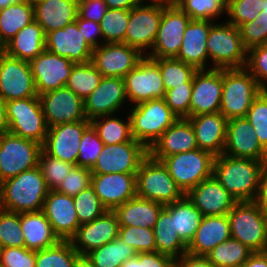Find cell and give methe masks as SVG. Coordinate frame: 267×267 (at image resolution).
Segmentation results:
<instances>
[{"label":"cell","mask_w":267,"mask_h":267,"mask_svg":"<svg viewBox=\"0 0 267 267\" xmlns=\"http://www.w3.org/2000/svg\"><path fill=\"white\" fill-rule=\"evenodd\" d=\"M264 162L221 154L215 156L213 176L237 202L254 201Z\"/></svg>","instance_id":"6da1fadb"},{"label":"cell","mask_w":267,"mask_h":267,"mask_svg":"<svg viewBox=\"0 0 267 267\" xmlns=\"http://www.w3.org/2000/svg\"><path fill=\"white\" fill-rule=\"evenodd\" d=\"M48 191L40 167L31 168L0 183V208L16 213L40 211Z\"/></svg>","instance_id":"7a4b0ae2"},{"label":"cell","mask_w":267,"mask_h":267,"mask_svg":"<svg viewBox=\"0 0 267 267\" xmlns=\"http://www.w3.org/2000/svg\"><path fill=\"white\" fill-rule=\"evenodd\" d=\"M263 89L245 68L223 69L220 113L227 119L245 118L252 101Z\"/></svg>","instance_id":"3957f363"},{"label":"cell","mask_w":267,"mask_h":267,"mask_svg":"<svg viewBox=\"0 0 267 267\" xmlns=\"http://www.w3.org/2000/svg\"><path fill=\"white\" fill-rule=\"evenodd\" d=\"M129 118L132 138L147 149L178 119L164 98L136 104Z\"/></svg>","instance_id":"277c9868"},{"label":"cell","mask_w":267,"mask_h":267,"mask_svg":"<svg viewBox=\"0 0 267 267\" xmlns=\"http://www.w3.org/2000/svg\"><path fill=\"white\" fill-rule=\"evenodd\" d=\"M228 218L232 238L254 252L267 251V217L254 201L237 202Z\"/></svg>","instance_id":"5b68a950"},{"label":"cell","mask_w":267,"mask_h":267,"mask_svg":"<svg viewBox=\"0 0 267 267\" xmlns=\"http://www.w3.org/2000/svg\"><path fill=\"white\" fill-rule=\"evenodd\" d=\"M136 189L137 197L162 205L171 204L185 195L163 163L149 155L141 162L137 171Z\"/></svg>","instance_id":"8992f818"},{"label":"cell","mask_w":267,"mask_h":267,"mask_svg":"<svg viewBox=\"0 0 267 267\" xmlns=\"http://www.w3.org/2000/svg\"><path fill=\"white\" fill-rule=\"evenodd\" d=\"M214 159L212 153L195 149L165 157L161 162L186 195L199 183L213 176Z\"/></svg>","instance_id":"52a82bcc"},{"label":"cell","mask_w":267,"mask_h":267,"mask_svg":"<svg viewBox=\"0 0 267 267\" xmlns=\"http://www.w3.org/2000/svg\"><path fill=\"white\" fill-rule=\"evenodd\" d=\"M208 57L215 69L243 68L247 50L243 46L239 28L231 23H213L207 38Z\"/></svg>","instance_id":"ba28073f"},{"label":"cell","mask_w":267,"mask_h":267,"mask_svg":"<svg viewBox=\"0 0 267 267\" xmlns=\"http://www.w3.org/2000/svg\"><path fill=\"white\" fill-rule=\"evenodd\" d=\"M6 113L8 132L43 145L49 127L39 97L7 101Z\"/></svg>","instance_id":"9c48e42d"},{"label":"cell","mask_w":267,"mask_h":267,"mask_svg":"<svg viewBox=\"0 0 267 267\" xmlns=\"http://www.w3.org/2000/svg\"><path fill=\"white\" fill-rule=\"evenodd\" d=\"M42 145L10 132L0 134V183L35 168L39 163Z\"/></svg>","instance_id":"30bf717a"},{"label":"cell","mask_w":267,"mask_h":267,"mask_svg":"<svg viewBox=\"0 0 267 267\" xmlns=\"http://www.w3.org/2000/svg\"><path fill=\"white\" fill-rule=\"evenodd\" d=\"M167 2H151L130 10L129 23L123 43L138 49L143 55L145 49L153 48L158 33L162 12Z\"/></svg>","instance_id":"8fae6325"},{"label":"cell","mask_w":267,"mask_h":267,"mask_svg":"<svg viewBox=\"0 0 267 267\" xmlns=\"http://www.w3.org/2000/svg\"><path fill=\"white\" fill-rule=\"evenodd\" d=\"M191 18L175 3H168L162 12L158 33L146 57L150 59L176 58L183 42V35Z\"/></svg>","instance_id":"7c38bea8"},{"label":"cell","mask_w":267,"mask_h":267,"mask_svg":"<svg viewBox=\"0 0 267 267\" xmlns=\"http://www.w3.org/2000/svg\"><path fill=\"white\" fill-rule=\"evenodd\" d=\"M148 149L133 138L129 142L105 145L90 169L92 174L137 173Z\"/></svg>","instance_id":"4fadbf2b"},{"label":"cell","mask_w":267,"mask_h":267,"mask_svg":"<svg viewBox=\"0 0 267 267\" xmlns=\"http://www.w3.org/2000/svg\"><path fill=\"white\" fill-rule=\"evenodd\" d=\"M123 79L126 97L134 105L165 96L160 68L146 56Z\"/></svg>","instance_id":"5bb4252c"},{"label":"cell","mask_w":267,"mask_h":267,"mask_svg":"<svg viewBox=\"0 0 267 267\" xmlns=\"http://www.w3.org/2000/svg\"><path fill=\"white\" fill-rule=\"evenodd\" d=\"M0 96L6 102L38 97L30 62L0 55Z\"/></svg>","instance_id":"9a60e30c"},{"label":"cell","mask_w":267,"mask_h":267,"mask_svg":"<svg viewBox=\"0 0 267 267\" xmlns=\"http://www.w3.org/2000/svg\"><path fill=\"white\" fill-rule=\"evenodd\" d=\"M144 57L125 43H101L93 49L91 62L102 77L124 78Z\"/></svg>","instance_id":"2e32d148"},{"label":"cell","mask_w":267,"mask_h":267,"mask_svg":"<svg viewBox=\"0 0 267 267\" xmlns=\"http://www.w3.org/2000/svg\"><path fill=\"white\" fill-rule=\"evenodd\" d=\"M48 127L87 119L84 100L66 86L38 95Z\"/></svg>","instance_id":"e0dca14e"},{"label":"cell","mask_w":267,"mask_h":267,"mask_svg":"<svg viewBox=\"0 0 267 267\" xmlns=\"http://www.w3.org/2000/svg\"><path fill=\"white\" fill-rule=\"evenodd\" d=\"M223 69H200L193 76L190 117L220 111Z\"/></svg>","instance_id":"ac0fdd59"},{"label":"cell","mask_w":267,"mask_h":267,"mask_svg":"<svg viewBox=\"0 0 267 267\" xmlns=\"http://www.w3.org/2000/svg\"><path fill=\"white\" fill-rule=\"evenodd\" d=\"M89 126L90 120L86 119L49 127L42 150L47 155L76 166L81 137Z\"/></svg>","instance_id":"d6986e66"},{"label":"cell","mask_w":267,"mask_h":267,"mask_svg":"<svg viewBox=\"0 0 267 267\" xmlns=\"http://www.w3.org/2000/svg\"><path fill=\"white\" fill-rule=\"evenodd\" d=\"M119 222L113 210H107L90 223L78 227L69 240L78 254L87 255L119 236Z\"/></svg>","instance_id":"ffe728a7"},{"label":"cell","mask_w":267,"mask_h":267,"mask_svg":"<svg viewBox=\"0 0 267 267\" xmlns=\"http://www.w3.org/2000/svg\"><path fill=\"white\" fill-rule=\"evenodd\" d=\"M75 63L44 50L30 61L37 94L64 87Z\"/></svg>","instance_id":"44dd1931"},{"label":"cell","mask_w":267,"mask_h":267,"mask_svg":"<svg viewBox=\"0 0 267 267\" xmlns=\"http://www.w3.org/2000/svg\"><path fill=\"white\" fill-rule=\"evenodd\" d=\"M223 154L267 162V151L261 146L254 128L246 118L227 121Z\"/></svg>","instance_id":"7402d4cb"},{"label":"cell","mask_w":267,"mask_h":267,"mask_svg":"<svg viewBox=\"0 0 267 267\" xmlns=\"http://www.w3.org/2000/svg\"><path fill=\"white\" fill-rule=\"evenodd\" d=\"M137 173L92 174L91 187L107 210L137 196Z\"/></svg>","instance_id":"603a6c76"},{"label":"cell","mask_w":267,"mask_h":267,"mask_svg":"<svg viewBox=\"0 0 267 267\" xmlns=\"http://www.w3.org/2000/svg\"><path fill=\"white\" fill-rule=\"evenodd\" d=\"M45 49L75 64L91 61L93 53V48L86 42L76 22L47 33Z\"/></svg>","instance_id":"cb8c5ba5"},{"label":"cell","mask_w":267,"mask_h":267,"mask_svg":"<svg viewBox=\"0 0 267 267\" xmlns=\"http://www.w3.org/2000/svg\"><path fill=\"white\" fill-rule=\"evenodd\" d=\"M42 211L60 241H69L80 226L73 197L56 190L48 191Z\"/></svg>","instance_id":"d4e9b609"},{"label":"cell","mask_w":267,"mask_h":267,"mask_svg":"<svg viewBox=\"0 0 267 267\" xmlns=\"http://www.w3.org/2000/svg\"><path fill=\"white\" fill-rule=\"evenodd\" d=\"M125 83L123 78L102 77L97 88L84 99V111L88 120L114 115L125 103Z\"/></svg>","instance_id":"484cf974"},{"label":"cell","mask_w":267,"mask_h":267,"mask_svg":"<svg viewBox=\"0 0 267 267\" xmlns=\"http://www.w3.org/2000/svg\"><path fill=\"white\" fill-rule=\"evenodd\" d=\"M198 149L194 129L187 118H178L148 149V155L163 158Z\"/></svg>","instance_id":"4316f807"},{"label":"cell","mask_w":267,"mask_h":267,"mask_svg":"<svg viewBox=\"0 0 267 267\" xmlns=\"http://www.w3.org/2000/svg\"><path fill=\"white\" fill-rule=\"evenodd\" d=\"M186 196L203 216L228 214L237 203L214 176L199 183Z\"/></svg>","instance_id":"83f0119b"},{"label":"cell","mask_w":267,"mask_h":267,"mask_svg":"<svg viewBox=\"0 0 267 267\" xmlns=\"http://www.w3.org/2000/svg\"><path fill=\"white\" fill-rule=\"evenodd\" d=\"M195 132L198 149L214 156L224 152L227 119L220 113L200 114L187 118Z\"/></svg>","instance_id":"f1b7e54d"},{"label":"cell","mask_w":267,"mask_h":267,"mask_svg":"<svg viewBox=\"0 0 267 267\" xmlns=\"http://www.w3.org/2000/svg\"><path fill=\"white\" fill-rule=\"evenodd\" d=\"M213 23L209 20H191L185 29L176 59L194 66L197 70L206 69V61L209 59L207 38Z\"/></svg>","instance_id":"f546056e"},{"label":"cell","mask_w":267,"mask_h":267,"mask_svg":"<svg viewBox=\"0 0 267 267\" xmlns=\"http://www.w3.org/2000/svg\"><path fill=\"white\" fill-rule=\"evenodd\" d=\"M231 237L228 214L203 216L195 236L187 246L192 255L205 256L218 244Z\"/></svg>","instance_id":"4dcf8cb0"},{"label":"cell","mask_w":267,"mask_h":267,"mask_svg":"<svg viewBox=\"0 0 267 267\" xmlns=\"http://www.w3.org/2000/svg\"><path fill=\"white\" fill-rule=\"evenodd\" d=\"M78 0H43L34 4V20L45 35L75 22Z\"/></svg>","instance_id":"1f68e13d"},{"label":"cell","mask_w":267,"mask_h":267,"mask_svg":"<svg viewBox=\"0 0 267 267\" xmlns=\"http://www.w3.org/2000/svg\"><path fill=\"white\" fill-rule=\"evenodd\" d=\"M163 207L161 203L136 196L117 206L113 211L120 226L153 228Z\"/></svg>","instance_id":"d6a6232c"},{"label":"cell","mask_w":267,"mask_h":267,"mask_svg":"<svg viewBox=\"0 0 267 267\" xmlns=\"http://www.w3.org/2000/svg\"><path fill=\"white\" fill-rule=\"evenodd\" d=\"M21 227L27 249L37 251L60 241L42 210L21 213Z\"/></svg>","instance_id":"836d02e7"},{"label":"cell","mask_w":267,"mask_h":267,"mask_svg":"<svg viewBox=\"0 0 267 267\" xmlns=\"http://www.w3.org/2000/svg\"><path fill=\"white\" fill-rule=\"evenodd\" d=\"M45 39L42 27L34 20L6 43L5 54L30 62L45 50Z\"/></svg>","instance_id":"e575fe53"},{"label":"cell","mask_w":267,"mask_h":267,"mask_svg":"<svg viewBox=\"0 0 267 267\" xmlns=\"http://www.w3.org/2000/svg\"><path fill=\"white\" fill-rule=\"evenodd\" d=\"M156 251L171 256L174 260L187 252V245L174 230V216L163 207L153 227Z\"/></svg>","instance_id":"d590c367"},{"label":"cell","mask_w":267,"mask_h":267,"mask_svg":"<svg viewBox=\"0 0 267 267\" xmlns=\"http://www.w3.org/2000/svg\"><path fill=\"white\" fill-rule=\"evenodd\" d=\"M164 207L171 216H174V230L188 246L200 226L203 214L186 195L171 204L164 205Z\"/></svg>","instance_id":"8d00e7d4"},{"label":"cell","mask_w":267,"mask_h":267,"mask_svg":"<svg viewBox=\"0 0 267 267\" xmlns=\"http://www.w3.org/2000/svg\"><path fill=\"white\" fill-rule=\"evenodd\" d=\"M34 21V5L28 0L0 10V36L8 43L20 30Z\"/></svg>","instance_id":"74e56055"},{"label":"cell","mask_w":267,"mask_h":267,"mask_svg":"<svg viewBox=\"0 0 267 267\" xmlns=\"http://www.w3.org/2000/svg\"><path fill=\"white\" fill-rule=\"evenodd\" d=\"M253 253L248 246L230 237L205 256L214 267H240Z\"/></svg>","instance_id":"f35d334b"},{"label":"cell","mask_w":267,"mask_h":267,"mask_svg":"<svg viewBox=\"0 0 267 267\" xmlns=\"http://www.w3.org/2000/svg\"><path fill=\"white\" fill-rule=\"evenodd\" d=\"M137 252L127 245L120 237L92 250L87 256L94 267H121L127 260L135 258Z\"/></svg>","instance_id":"ab89813d"},{"label":"cell","mask_w":267,"mask_h":267,"mask_svg":"<svg viewBox=\"0 0 267 267\" xmlns=\"http://www.w3.org/2000/svg\"><path fill=\"white\" fill-rule=\"evenodd\" d=\"M90 125L105 145L129 142L132 139L129 117L124 122L120 118H114L112 114L100 116L90 120Z\"/></svg>","instance_id":"60d3db41"},{"label":"cell","mask_w":267,"mask_h":267,"mask_svg":"<svg viewBox=\"0 0 267 267\" xmlns=\"http://www.w3.org/2000/svg\"><path fill=\"white\" fill-rule=\"evenodd\" d=\"M102 75L91 61L74 64L65 86L81 99L88 97L99 85Z\"/></svg>","instance_id":"b9f144b4"},{"label":"cell","mask_w":267,"mask_h":267,"mask_svg":"<svg viewBox=\"0 0 267 267\" xmlns=\"http://www.w3.org/2000/svg\"><path fill=\"white\" fill-rule=\"evenodd\" d=\"M160 68L164 87L167 90L177 86H185V82H193L197 69L176 58L152 59Z\"/></svg>","instance_id":"7bdbcfd3"},{"label":"cell","mask_w":267,"mask_h":267,"mask_svg":"<svg viewBox=\"0 0 267 267\" xmlns=\"http://www.w3.org/2000/svg\"><path fill=\"white\" fill-rule=\"evenodd\" d=\"M78 255L70 241H59L52 247L35 251V267H73Z\"/></svg>","instance_id":"ee69618b"},{"label":"cell","mask_w":267,"mask_h":267,"mask_svg":"<svg viewBox=\"0 0 267 267\" xmlns=\"http://www.w3.org/2000/svg\"><path fill=\"white\" fill-rule=\"evenodd\" d=\"M129 17L130 10H107L100 22L104 43H123Z\"/></svg>","instance_id":"f6af8a7d"},{"label":"cell","mask_w":267,"mask_h":267,"mask_svg":"<svg viewBox=\"0 0 267 267\" xmlns=\"http://www.w3.org/2000/svg\"><path fill=\"white\" fill-rule=\"evenodd\" d=\"M25 247L21 213L0 208V248Z\"/></svg>","instance_id":"bcb514c9"},{"label":"cell","mask_w":267,"mask_h":267,"mask_svg":"<svg viewBox=\"0 0 267 267\" xmlns=\"http://www.w3.org/2000/svg\"><path fill=\"white\" fill-rule=\"evenodd\" d=\"M191 20L214 21L226 12V0H178L175 3Z\"/></svg>","instance_id":"7dc6e473"},{"label":"cell","mask_w":267,"mask_h":267,"mask_svg":"<svg viewBox=\"0 0 267 267\" xmlns=\"http://www.w3.org/2000/svg\"><path fill=\"white\" fill-rule=\"evenodd\" d=\"M73 202L80 225L92 222L107 211L91 186L73 197Z\"/></svg>","instance_id":"c3c4849f"},{"label":"cell","mask_w":267,"mask_h":267,"mask_svg":"<svg viewBox=\"0 0 267 267\" xmlns=\"http://www.w3.org/2000/svg\"><path fill=\"white\" fill-rule=\"evenodd\" d=\"M263 0H226V14L230 17L228 23L236 27L250 21H255L262 12Z\"/></svg>","instance_id":"681fc988"},{"label":"cell","mask_w":267,"mask_h":267,"mask_svg":"<svg viewBox=\"0 0 267 267\" xmlns=\"http://www.w3.org/2000/svg\"><path fill=\"white\" fill-rule=\"evenodd\" d=\"M245 118L254 128L261 146L267 151V90L252 101Z\"/></svg>","instance_id":"f907efd6"},{"label":"cell","mask_w":267,"mask_h":267,"mask_svg":"<svg viewBox=\"0 0 267 267\" xmlns=\"http://www.w3.org/2000/svg\"><path fill=\"white\" fill-rule=\"evenodd\" d=\"M38 166L42 171L48 189L55 190L75 165L47 155L42 150L39 155Z\"/></svg>","instance_id":"816d5d0a"},{"label":"cell","mask_w":267,"mask_h":267,"mask_svg":"<svg viewBox=\"0 0 267 267\" xmlns=\"http://www.w3.org/2000/svg\"><path fill=\"white\" fill-rule=\"evenodd\" d=\"M118 237L137 253L156 252L153 228L120 226Z\"/></svg>","instance_id":"f5cc1de1"},{"label":"cell","mask_w":267,"mask_h":267,"mask_svg":"<svg viewBox=\"0 0 267 267\" xmlns=\"http://www.w3.org/2000/svg\"><path fill=\"white\" fill-rule=\"evenodd\" d=\"M104 143L90 125L82 134L77 166L91 169L102 151Z\"/></svg>","instance_id":"db71d44e"},{"label":"cell","mask_w":267,"mask_h":267,"mask_svg":"<svg viewBox=\"0 0 267 267\" xmlns=\"http://www.w3.org/2000/svg\"><path fill=\"white\" fill-rule=\"evenodd\" d=\"M243 46L249 49L267 43V13L260 12L255 21L242 24L239 27Z\"/></svg>","instance_id":"11a10c76"},{"label":"cell","mask_w":267,"mask_h":267,"mask_svg":"<svg viewBox=\"0 0 267 267\" xmlns=\"http://www.w3.org/2000/svg\"><path fill=\"white\" fill-rule=\"evenodd\" d=\"M91 179L92 173L89 168L76 165L66 174L64 180H61L55 190L70 197H75L82 190L91 186Z\"/></svg>","instance_id":"9f6ffc18"},{"label":"cell","mask_w":267,"mask_h":267,"mask_svg":"<svg viewBox=\"0 0 267 267\" xmlns=\"http://www.w3.org/2000/svg\"><path fill=\"white\" fill-rule=\"evenodd\" d=\"M193 82H185V86H177L165 92L166 105L178 118L190 117V102Z\"/></svg>","instance_id":"6f0895ef"},{"label":"cell","mask_w":267,"mask_h":267,"mask_svg":"<svg viewBox=\"0 0 267 267\" xmlns=\"http://www.w3.org/2000/svg\"><path fill=\"white\" fill-rule=\"evenodd\" d=\"M245 68L256 79L263 90H267V43L247 51Z\"/></svg>","instance_id":"680465c9"},{"label":"cell","mask_w":267,"mask_h":267,"mask_svg":"<svg viewBox=\"0 0 267 267\" xmlns=\"http://www.w3.org/2000/svg\"><path fill=\"white\" fill-rule=\"evenodd\" d=\"M2 267H35V251L26 247L0 248Z\"/></svg>","instance_id":"91938a15"},{"label":"cell","mask_w":267,"mask_h":267,"mask_svg":"<svg viewBox=\"0 0 267 267\" xmlns=\"http://www.w3.org/2000/svg\"><path fill=\"white\" fill-rule=\"evenodd\" d=\"M104 0H78V16L100 23L108 10Z\"/></svg>","instance_id":"94428289"},{"label":"cell","mask_w":267,"mask_h":267,"mask_svg":"<svg viewBox=\"0 0 267 267\" xmlns=\"http://www.w3.org/2000/svg\"><path fill=\"white\" fill-rule=\"evenodd\" d=\"M79 31H82V34L84 35V38L86 42L94 49L97 48L99 45V42L97 40V37L100 36L103 39V35L100 28V23L90 21L87 19H82L78 15L75 20Z\"/></svg>","instance_id":"6125c7cd"},{"label":"cell","mask_w":267,"mask_h":267,"mask_svg":"<svg viewBox=\"0 0 267 267\" xmlns=\"http://www.w3.org/2000/svg\"><path fill=\"white\" fill-rule=\"evenodd\" d=\"M136 258L142 267H175V260L168 255L159 252H140Z\"/></svg>","instance_id":"be15d7a7"},{"label":"cell","mask_w":267,"mask_h":267,"mask_svg":"<svg viewBox=\"0 0 267 267\" xmlns=\"http://www.w3.org/2000/svg\"><path fill=\"white\" fill-rule=\"evenodd\" d=\"M254 202L267 217V162H264L260 171L259 188Z\"/></svg>","instance_id":"e7e4bbea"},{"label":"cell","mask_w":267,"mask_h":267,"mask_svg":"<svg viewBox=\"0 0 267 267\" xmlns=\"http://www.w3.org/2000/svg\"><path fill=\"white\" fill-rule=\"evenodd\" d=\"M175 267H214L206 256L192 255L188 252L175 259Z\"/></svg>","instance_id":"03108f58"},{"label":"cell","mask_w":267,"mask_h":267,"mask_svg":"<svg viewBox=\"0 0 267 267\" xmlns=\"http://www.w3.org/2000/svg\"><path fill=\"white\" fill-rule=\"evenodd\" d=\"M240 267H267V251L254 252Z\"/></svg>","instance_id":"003e7915"},{"label":"cell","mask_w":267,"mask_h":267,"mask_svg":"<svg viewBox=\"0 0 267 267\" xmlns=\"http://www.w3.org/2000/svg\"><path fill=\"white\" fill-rule=\"evenodd\" d=\"M109 9H123L131 10L138 6L141 2L139 0H104Z\"/></svg>","instance_id":"a7ac6f4b"},{"label":"cell","mask_w":267,"mask_h":267,"mask_svg":"<svg viewBox=\"0 0 267 267\" xmlns=\"http://www.w3.org/2000/svg\"><path fill=\"white\" fill-rule=\"evenodd\" d=\"M8 131L6 101L0 96V134Z\"/></svg>","instance_id":"89a4df30"},{"label":"cell","mask_w":267,"mask_h":267,"mask_svg":"<svg viewBox=\"0 0 267 267\" xmlns=\"http://www.w3.org/2000/svg\"><path fill=\"white\" fill-rule=\"evenodd\" d=\"M73 267H94V264L87 255L79 254L74 260Z\"/></svg>","instance_id":"2644e50d"},{"label":"cell","mask_w":267,"mask_h":267,"mask_svg":"<svg viewBox=\"0 0 267 267\" xmlns=\"http://www.w3.org/2000/svg\"><path fill=\"white\" fill-rule=\"evenodd\" d=\"M121 267H142V263L135 257L127 260Z\"/></svg>","instance_id":"8c879c8a"},{"label":"cell","mask_w":267,"mask_h":267,"mask_svg":"<svg viewBox=\"0 0 267 267\" xmlns=\"http://www.w3.org/2000/svg\"><path fill=\"white\" fill-rule=\"evenodd\" d=\"M23 0H0V10L8 7L9 5L19 3Z\"/></svg>","instance_id":"753ad0ef"},{"label":"cell","mask_w":267,"mask_h":267,"mask_svg":"<svg viewBox=\"0 0 267 267\" xmlns=\"http://www.w3.org/2000/svg\"><path fill=\"white\" fill-rule=\"evenodd\" d=\"M6 44L3 42L0 36V55L5 54Z\"/></svg>","instance_id":"34e18365"},{"label":"cell","mask_w":267,"mask_h":267,"mask_svg":"<svg viewBox=\"0 0 267 267\" xmlns=\"http://www.w3.org/2000/svg\"><path fill=\"white\" fill-rule=\"evenodd\" d=\"M262 9L263 13H267V0H263Z\"/></svg>","instance_id":"11e5206c"},{"label":"cell","mask_w":267,"mask_h":267,"mask_svg":"<svg viewBox=\"0 0 267 267\" xmlns=\"http://www.w3.org/2000/svg\"><path fill=\"white\" fill-rule=\"evenodd\" d=\"M140 2H143L145 0H139ZM152 2H167L168 3V0H151Z\"/></svg>","instance_id":"2a66077c"},{"label":"cell","mask_w":267,"mask_h":267,"mask_svg":"<svg viewBox=\"0 0 267 267\" xmlns=\"http://www.w3.org/2000/svg\"><path fill=\"white\" fill-rule=\"evenodd\" d=\"M32 5L38 3V2H41L43 0H28Z\"/></svg>","instance_id":"b9fcfbb0"},{"label":"cell","mask_w":267,"mask_h":267,"mask_svg":"<svg viewBox=\"0 0 267 267\" xmlns=\"http://www.w3.org/2000/svg\"><path fill=\"white\" fill-rule=\"evenodd\" d=\"M178 0H168V3H176Z\"/></svg>","instance_id":"09005b40"}]
</instances>
